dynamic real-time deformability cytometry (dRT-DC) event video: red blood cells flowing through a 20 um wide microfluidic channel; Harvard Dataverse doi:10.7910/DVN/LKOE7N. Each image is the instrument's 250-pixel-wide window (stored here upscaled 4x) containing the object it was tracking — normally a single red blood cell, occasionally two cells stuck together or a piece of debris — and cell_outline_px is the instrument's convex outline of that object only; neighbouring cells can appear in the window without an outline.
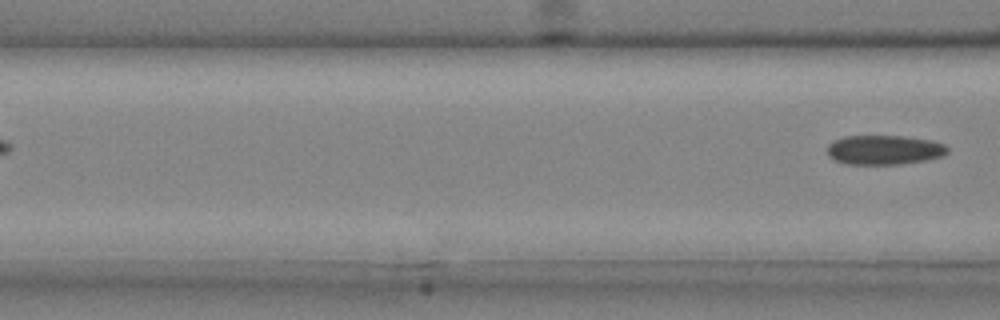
{"species": "common noctule bat (a hibernating species)", "species_latin": "Nyctalus noctula", "temperature_condition": "cold", "stored_images_in_passage": 3, "camera_frame_rate_fps": 3000, "um_per_image_px": 0.085, "animal": {"sex": "male", "body_mass_g": 20.4}, "frame": {"image": 1, "passage_image": 3, "time_ms": 0.667, "image_size_px": [1000, 320], "cell_outline_px": [[948, 152], [944, 156], [924, 160], [900, 164], [844, 164], [828, 156], [828, 144], [844, 136], [904, 136], [932, 140], [944, 144], [948, 148]], "centroid_in_image_um": [75.18, 12.74], "position_along_channel_um": 91.4, "area_um2": 20.63}}